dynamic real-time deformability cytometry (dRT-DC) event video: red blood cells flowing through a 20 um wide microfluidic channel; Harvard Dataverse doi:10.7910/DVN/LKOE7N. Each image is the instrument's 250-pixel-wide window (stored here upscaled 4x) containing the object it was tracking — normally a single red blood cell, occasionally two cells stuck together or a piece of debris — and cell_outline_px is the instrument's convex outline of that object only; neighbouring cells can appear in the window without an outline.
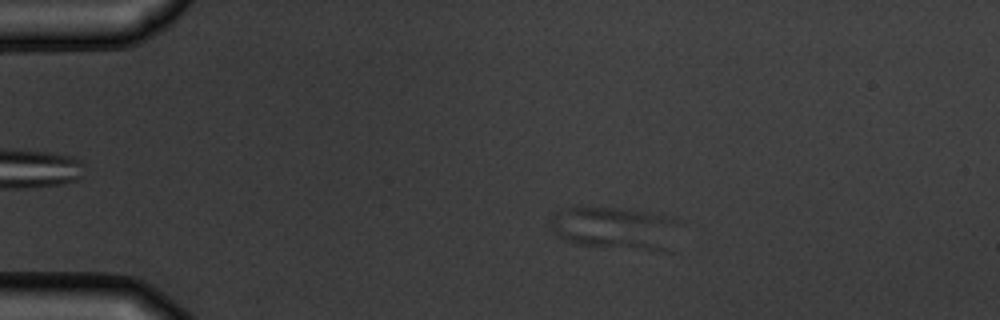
{"species": "common noctule bat (a hibernating species)", "species_latin": "Nyctalus noctula", "temperature_condition": "warm", "stored_images_in_passage": 4, "camera_frame_rate_fps": 3000, "um_per_image_px": 0.085, "animal": {"sex": "male", "body_mass_g": 19.5, "forearm_length_mm": 54.6}, "frame": {"image": 1, "passage_image": 3, "time_ms": 2.333, "image_size_px": [1000, 320], "cell_outline_px": [[684, 224], [668, 252], [660, 252], [580, 244], [564, 240], [552, 236], [552, 220], [556, 212], [564, 208], [580, 204], [644, 212], [668, 216], [680, 220]], "centroid_in_image_um": [52.35, 19.39], "position_along_channel_um": 32.6, "area_um2": 33.23}}